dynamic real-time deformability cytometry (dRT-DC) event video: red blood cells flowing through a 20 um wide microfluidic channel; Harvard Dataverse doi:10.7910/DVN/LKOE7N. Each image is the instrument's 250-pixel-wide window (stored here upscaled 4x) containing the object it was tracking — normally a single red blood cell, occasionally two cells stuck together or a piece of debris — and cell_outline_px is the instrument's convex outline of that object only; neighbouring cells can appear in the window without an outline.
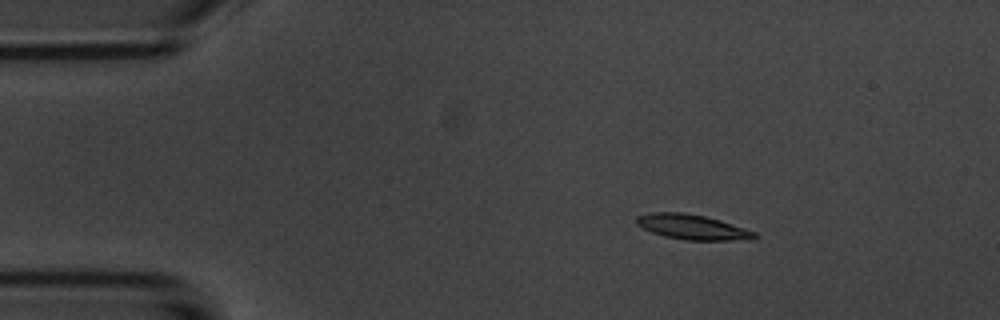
{"species": "common noctule bat (a hibernating species)", "species_latin": "Nyctalus noctula", "temperature_condition": "room temperature", "stored_images_in_passage": 4, "camera_frame_rate_fps": 3000, "um_per_image_px": 0.085, "animal": {"sex": "male", "body_mass_g": 20.1, "forearm_length_mm": 53.5}, "frame": {"image": 1, "passage_image": 2, "time_ms": 2.0, "image_size_px": [1000, 320], "cell_outline_px": [[756, 236], [752, 240], [684, 240], [664, 236], [652, 232], [636, 224], [636, 216], [648, 212], [684, 212], [704, 216], [720, 220], [756, 232]], "centroid_in_image_um": [58.83, 19.29], "position_along_channel_um": 26.2, "area_um2": 17.22}}